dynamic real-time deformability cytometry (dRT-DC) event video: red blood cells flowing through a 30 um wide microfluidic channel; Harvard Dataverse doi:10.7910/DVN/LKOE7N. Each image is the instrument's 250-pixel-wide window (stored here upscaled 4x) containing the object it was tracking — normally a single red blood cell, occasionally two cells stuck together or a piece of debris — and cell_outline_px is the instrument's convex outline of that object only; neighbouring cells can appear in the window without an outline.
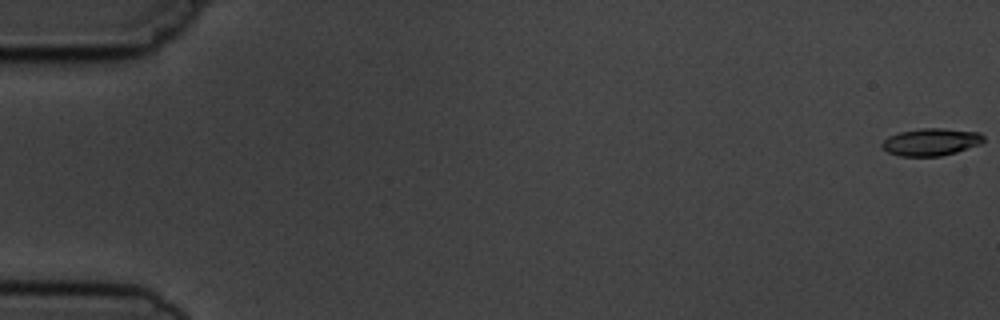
{"species": "common noctule bat (a hibernating species)", "species_latin": "Nyctalus noctula", "temperature_condition": "cold", "stored_images_in_passage": 12, "camera_frame_rate_fps": 3000, "um_per_image_px": 0.085, "animal": {"sex": "male", "body_mass_g": 19.5, "forearm_length_mm": 54.6}, "frame": {"image": 1, "passage_image": 1, "time_ms": 0.0, "image_size_px": [1000, 320], "cell_outline_px": [[984, 140], [980, 144], [956, 152], [940, 156], [900, 156], [888, 152], [880, 148], [880, 144], [888, 136], [900, 132], [920, 128], [940, 128], [980, 132], [984, 136]], "centroid_in_image_um": [79.11, 12.06], "position_along_channel_um": 5.9, "area_um2": 16.24}}
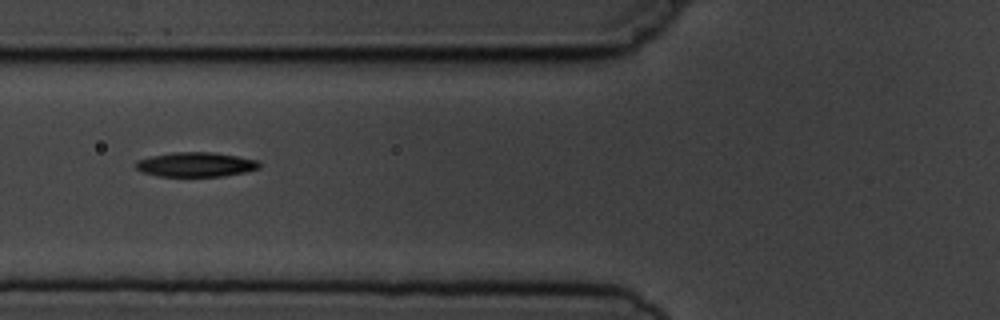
{"frame": {"image": 2, "passage_image": 7, "time_ms": 7.0, "image_size_px": [1000, 320], "cell_outline_px": [[260, 168], [244, 172], [224, 176], [160, 176], [144, 172], [136, 168], [136, 160], [152, 156], [172, 152], [212, 152], [236, 156], [256, 160], [260, 164]], "centroid_in_image_um": [16.64, 13.98], "position_along_channel_um": 109.2, "area_um2": 17.46}}
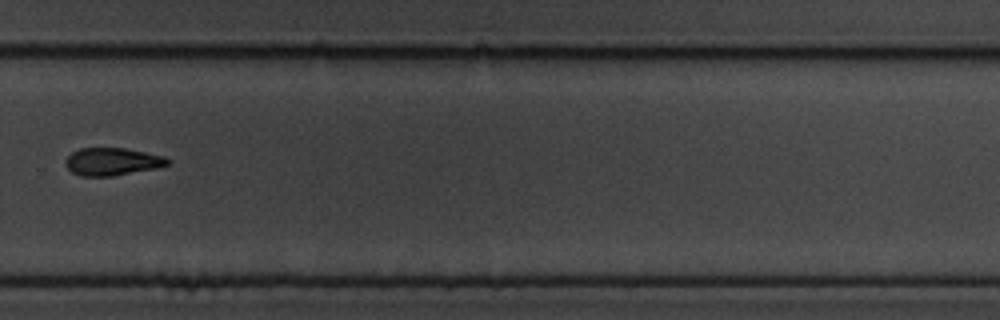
{"frame": {"image": 3, "passage_image": 12, "time_ms": 12.667, "image_size_px": [1000, 320], "cell_outline_px": [[172, 160], [168, 164], [156, 168], [112, 176], [80, 176], [72, 172], [64, 164], [64, 160], [72, 152], [80, 148], [124, 148], [164, 156]], "centroid_in_image_um": [9.52, 13.74], "position_along_channel_um": 320.3, "area_um2": 16.42}}